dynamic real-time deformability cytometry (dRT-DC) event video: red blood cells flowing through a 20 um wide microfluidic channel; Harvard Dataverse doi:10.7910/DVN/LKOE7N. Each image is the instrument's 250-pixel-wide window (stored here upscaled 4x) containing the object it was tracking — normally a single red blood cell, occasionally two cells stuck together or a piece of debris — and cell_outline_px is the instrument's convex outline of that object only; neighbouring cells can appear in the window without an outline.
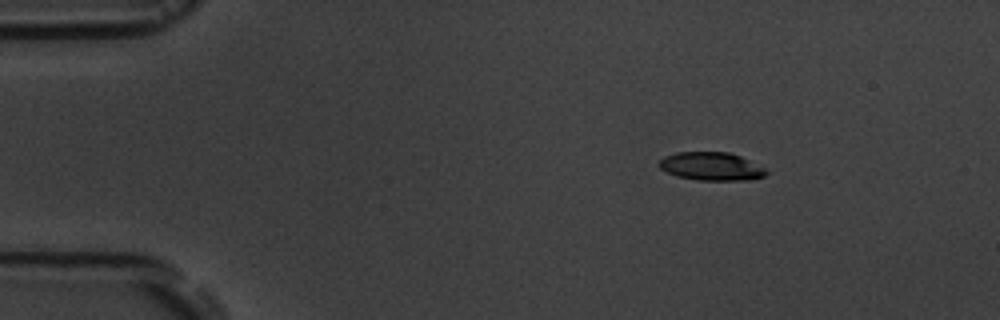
{"species": "common noctule bat (a hibernating species)", "species_latin": "Nyctalus noctula", "temperature_condition": "room temperature", "stored_images_in_passage": 5, "camera_frame_rate_fps": 3000, "um_per_image_px": 0.085, "animal": {"sex": "male", "body_mass_g": 19.5, "forearm_length_mm": 54.6}, "frame": {"image": 1, "passage_image": 1, "time_ms": 0.0, "image_size_px": [1000, 320], "cell_outline_px": [[768, 172], [764, 176], [748, 180], [696, 180], [676, 176], [660, 168], [656, 164], [664, 156], [676, 152], [728, 152], [740, 156], [764, 168]], "centroid_in_image_um": [60.41, 14.14], "position_along_channel_um": 24.6, "area_um2": 17.57}}
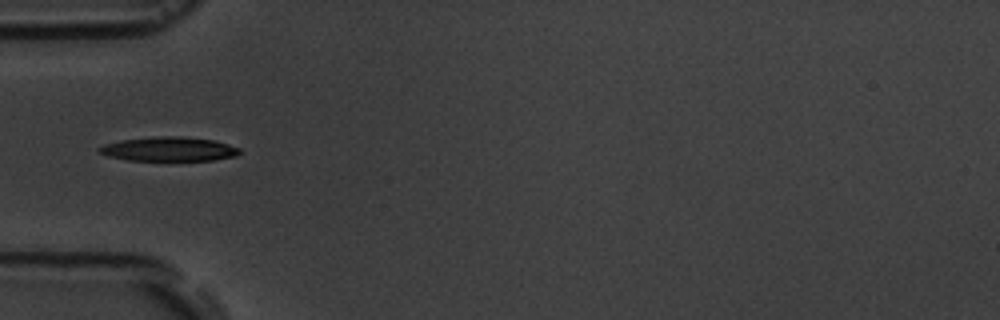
{"frame": {"image": 2, "passage_image": 4, "time_ms": 3.333, "image_size_px": [1000, 320], "cell_outline_px": [[240, 152], [236, 156], [212, 160], [128, 160], [108, 156], [100, 152], [96, 148], [104, 144], [120, 140], [160, 136], [180, 136], [212, 140], [228, 144], [240, 148]], "centroid_in_image_um": [14.34, 12.67], "position_along_channel_um": 70.7, "area_um2": 19.65}}
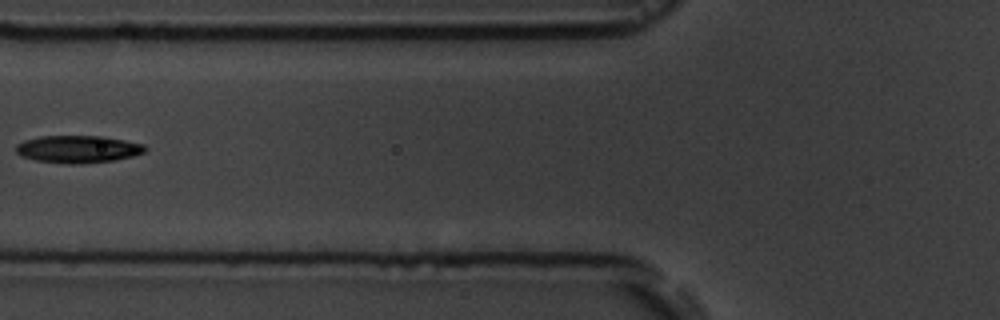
{"frame": {"image": 3, "passage_image": 5, "time_ms": 4.667, "image_size_px": [1000, 320], "cell_outline_px": [[148, 148], [144, 152], [132, 156], [116, 160], [80, 164], [68, 164], [36, 160], [20, 156], [16, 152], [16, 144], [24, 140], [40, 136], [104, 136], [144, 144]], "centroid_in_image_um": [6.63, 12.68], "position_along_channel_um": 119.2, "area_um2": 20.75}}